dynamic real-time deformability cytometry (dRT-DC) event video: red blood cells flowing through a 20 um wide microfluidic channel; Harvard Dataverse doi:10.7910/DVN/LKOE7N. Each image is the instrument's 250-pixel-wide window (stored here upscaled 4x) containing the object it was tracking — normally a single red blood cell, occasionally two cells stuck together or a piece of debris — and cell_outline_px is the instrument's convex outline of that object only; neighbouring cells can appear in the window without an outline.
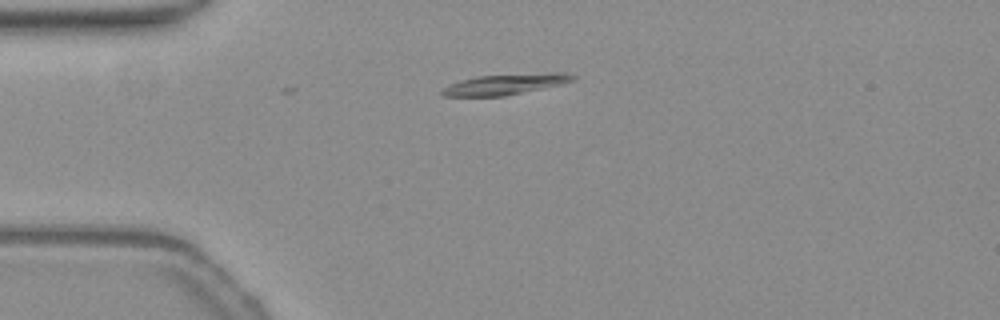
{"species": "common noctule bat (a hibernating species)", "species_latin": "Nyctalus noctula", "temperature_condition": "warm", "stored_images_in_passage": 45, "camera_frame_rate_fps": 3000, "um_per_image_px": 0.085, "animal": {"sex": "female", "body_mass_g": 19.3, "forearm_length_mm": 54.1}, "frame": {"image": 1, "passage_image": 4, "time_ms": 1.0, "image_size_px": [1000, 320], "cell_outline_px": [[576, 80], [560, 84], [504, 96], [440, 96], [440, 88], [460, 80], [476, 76], [548, 72], [564, 72], [576, 76]], "centroid_in_image_um": [42.91, 7.15], "position_along_channel_um": 42.1, "area_um2": 15.9}}
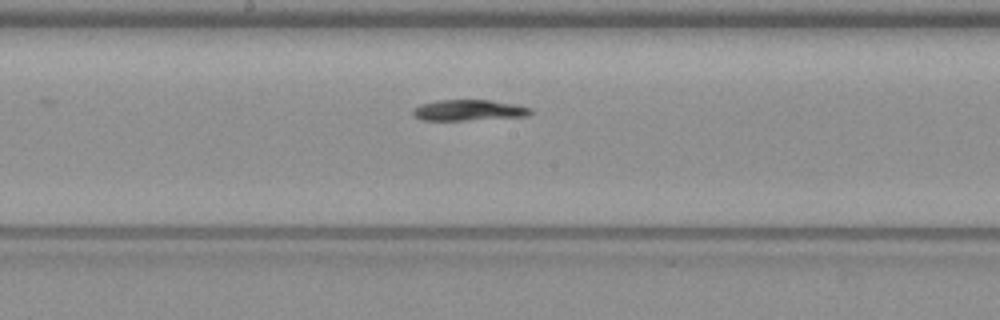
{"frame": {"image": 2, "passage_image": 19, "time_ms": 6.0, "image_size_px": [1000, 320], "cell_outline_px": [[532, 112], [528, 116], [468, 120], [420, 120], [412, 116], [412, 108], [420, 104], [436, 100], [492, 100], [520, 104], [532, 108]], "centroid_in_image_um": [39.84, 9.36], "position_along_channel_um": 208.4, "area_um2": 14.68}}
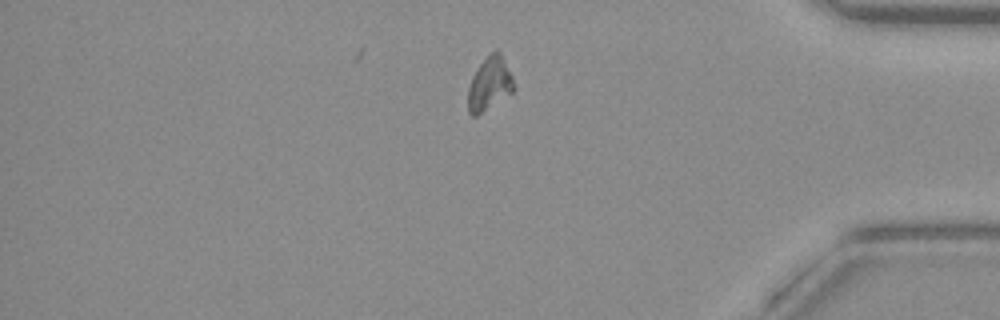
{"frame": {"image": 3, "passage_image": 36, "time_ms": 11.667, "image_size_px": [1000, 320], "cell_outline_px": [[516, 88], [512, 92], [476, 116], [472, 116], [468, 112], [468, 88], [472, 76], [476, 68], [496, 48], [500, 52], [512, 76]], "centroid_in_image_um": [41.6, 7.12], "position_along_channel_um": 393.6, "area_um2": 14.1}, "authors_computed_cell_mechanics": {"area_um2": 14.6812, "velocity_mm_per_s": 3.7944, "shape_relaxation_time_tau1_ms": 6.5569, "shape_relaxation_time_tau2_ms": null, "deformation_change_tau1": 0.2359, "deformation_change_tau2": null}}